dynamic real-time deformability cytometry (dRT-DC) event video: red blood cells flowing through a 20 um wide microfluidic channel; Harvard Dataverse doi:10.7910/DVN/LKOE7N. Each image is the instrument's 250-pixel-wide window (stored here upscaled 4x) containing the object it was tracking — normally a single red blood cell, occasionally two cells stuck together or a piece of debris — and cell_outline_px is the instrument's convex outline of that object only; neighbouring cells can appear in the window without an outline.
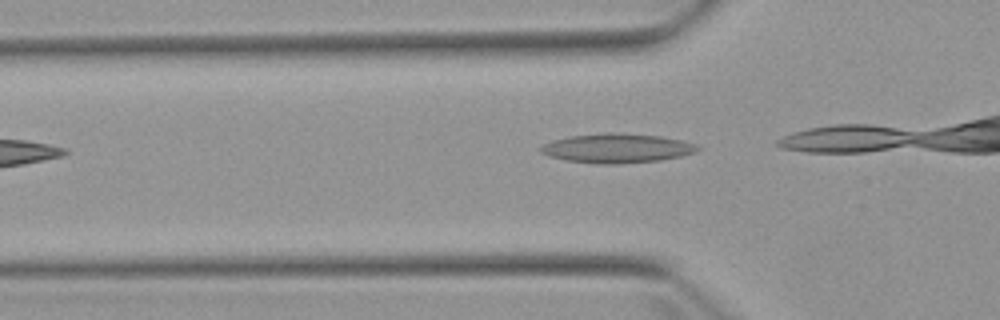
{"species": "Egyptian fruit bat (a non-hibernating species)", "species_latin": "Rousettus aegyptiacus", "temperature_condition": "warm", "stored_images_in_passage": 2, "camera_frame_rate_fps": 3000, "um_per_image_px": 0.085, "animal": {"sex": "female"}, "frame": {"image": 1, "passage_image": 2, "time_ms": 1.333, "image_size_px": [1000, 320], "cell_outline_px": [[700, 148], [696, 152], [680, 156], [660, 160], [616, 164], [600, 164], [568, 160], [548, 156], [540, 152], [540, 148], [544, 144], [552, 140], [568, 136], [604, 132], [620, 132], [660, 136], [680, 140], [696, 144]], "centroid_in_image_um": [52.42, 12.58], "position_along_channel_um": 73.4, "area_um2": 26.82}}